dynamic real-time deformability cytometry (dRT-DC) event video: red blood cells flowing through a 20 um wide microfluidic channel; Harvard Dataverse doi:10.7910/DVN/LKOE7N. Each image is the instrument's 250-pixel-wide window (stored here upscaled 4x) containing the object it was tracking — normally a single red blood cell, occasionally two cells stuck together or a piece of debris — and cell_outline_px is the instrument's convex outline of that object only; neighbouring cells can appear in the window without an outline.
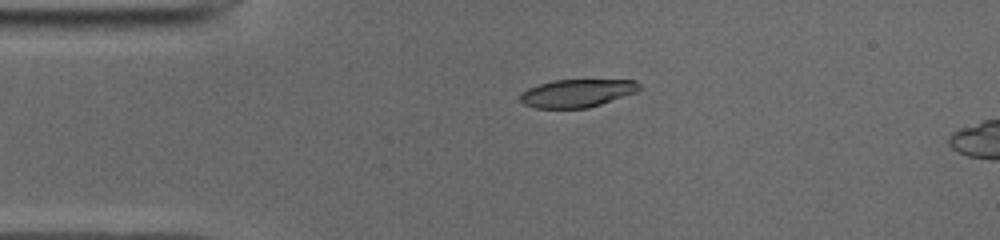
{"species": "common noctule bat (a hibernating species)", "species_latin": "Nyctalus noctula", "temperature_condition": "cold", "stored_images_in_passage": 5, "camera_frame_rate_fps": 3000, "um_per_image_px": 0.085, "animal": {"sex": "male", "body_mass_g": 19.0, "forearm_length_mm": 50.8}, "frame": {"image": 1, "passage_image": 1, "time_ms": 0.0, "image_size_px": [1000, 240], "cell_outline_px": [[644, 88], [636, 92], [588, 108], [536, 108], [524, 104], [520, 100], [520, 92], [528, 88], [540, 84], [556, 80], [636, 80]], "centroid_in_image_um": [49.06, 7.92], "position_along_channel_um": 35.9, "area_um2": 19.36}}